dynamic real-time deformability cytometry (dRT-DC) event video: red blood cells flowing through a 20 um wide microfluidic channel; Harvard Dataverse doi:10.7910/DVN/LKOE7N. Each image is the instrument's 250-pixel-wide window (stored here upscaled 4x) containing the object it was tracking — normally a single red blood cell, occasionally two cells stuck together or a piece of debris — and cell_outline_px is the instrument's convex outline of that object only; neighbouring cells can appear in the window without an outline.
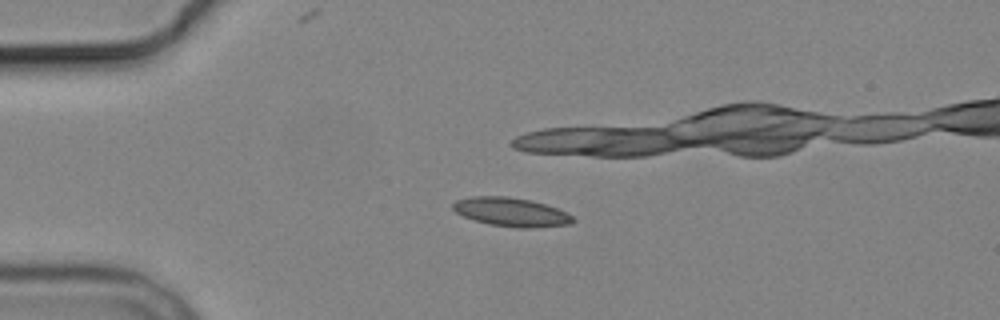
{"species": "common noctule bat (a hibernating species)", "species_latin": "Nyctalus noctula", "temperature_condition": "cold", "stored_images_in_passage": 4, "camera_frame_rate_fps": 3000, "um_per_image_px": 0.085, "animal": {"sex": "male", "body_mass_g": 19.2, "forearm_length_mm": 51.8}, "frame": {"image": 1, "passage_image": 1, "time_ms": 0.0, "image_size_px": [1000, 320], "cell_outline_px": [[576, 220], [572, 224], [528, 228], [516, 228], [488, 224], [472, 220], [456, 212], [452, 208], [452, 204], [456, 200], [472, 196], [508, 196], [528, 200], [544, 204], [556, 208], [572, 216]], "centroid_in_image_um": [43.42, 18.03], "position_along_channel_um": 41.6, "area_um2": 20.11}}